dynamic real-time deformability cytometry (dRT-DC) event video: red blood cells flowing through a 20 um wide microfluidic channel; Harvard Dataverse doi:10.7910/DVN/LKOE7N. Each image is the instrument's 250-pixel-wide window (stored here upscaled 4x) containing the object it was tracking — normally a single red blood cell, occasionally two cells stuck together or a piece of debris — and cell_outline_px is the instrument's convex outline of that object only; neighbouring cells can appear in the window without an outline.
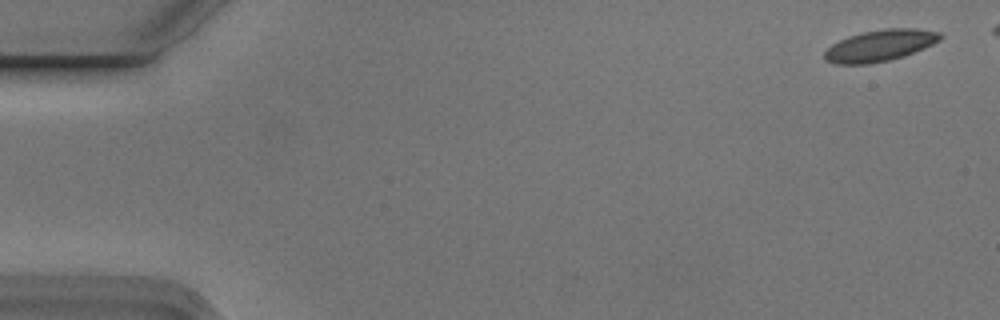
{"species": "Egyptian fruit bat (a non-hibernating species)", "species_latin": "Rousettus aegyptiacus", "temperature_condition": "cold", "stored_images_in_passage": 10, "segment_of_instrument_passage": [1, 2], "camera_frame_rate_fps": 3000, "um_per_image_px": 0.085, "animal": {"sex": "male"}, "frame": {"image": 1, "passage_image": 1, "time_ms": 0.0, "image_size_px": [1000, 320], "cell_outline_px": [[944, 36], [940, 40], [924, 48], [904, 56], [888, 60], [868, 64], [836, 64], [824, 60], [824, 52], [832, 44], [848, 36], [860, 32], [884, 28], [916, 28], [940, 32]], "centroid_in_image_um": [74.8, 3.86], "position_along_channel_um": 10.2, "area_um2": 21.33}}
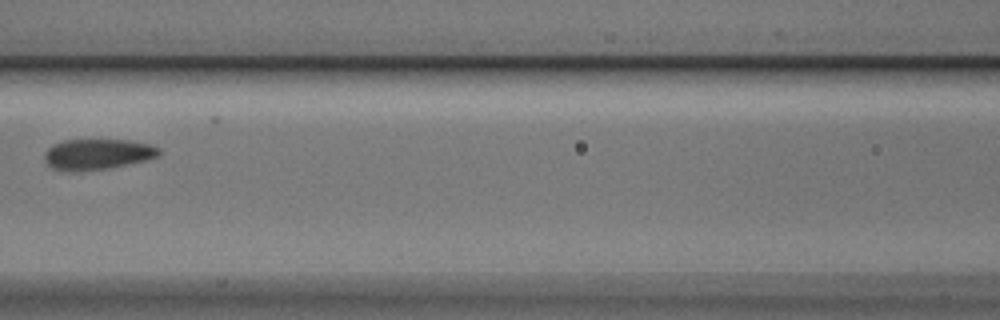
{"frame": {"image": 2, "passage_image": 7, "time_ms": 2.0, "image_size_px": [1000, 320], "cell_outline_px": [[160, 156], [144, 160], [108, 168], [72, 172], [68, 172], [52, 168], [44, 160], [44, 152], [52, 144], [64, 140], [128, 140], [152, 144], [160, 148]], "centroid_in_image_um": [8.26, 13.1], "position_along_channel_um": 158.3, "area_um2": 20.58}}
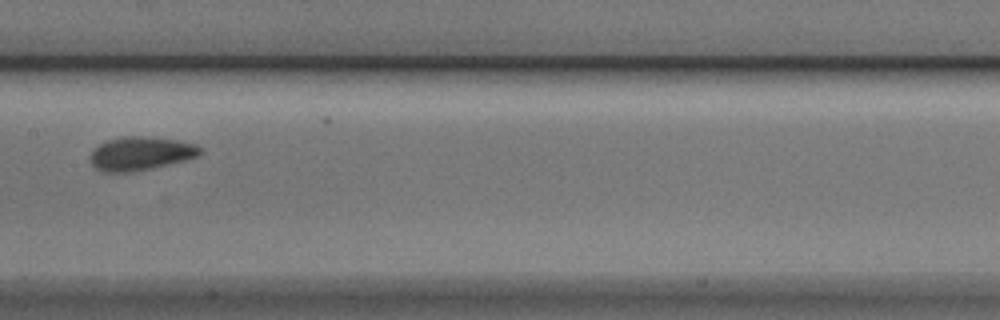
{"frame": {"image": 3, "passage_image": 8, "time_ms": 2.333, "image_size_px": [1000, 320], "cell_outline_px": [[204, 152], [196, 156], [184, 160], [152, 168], [132, 172], [104, 172], [96, 168], [92, 164], [92, 152], [100, 144], [108, 140], [124, 136], [136, 136], [176, 140], [196, 144]], "centroid_in_image_um": [11.97, 13.05], "position_along_channel_um": 195.4, "area_um2": 21.04}}